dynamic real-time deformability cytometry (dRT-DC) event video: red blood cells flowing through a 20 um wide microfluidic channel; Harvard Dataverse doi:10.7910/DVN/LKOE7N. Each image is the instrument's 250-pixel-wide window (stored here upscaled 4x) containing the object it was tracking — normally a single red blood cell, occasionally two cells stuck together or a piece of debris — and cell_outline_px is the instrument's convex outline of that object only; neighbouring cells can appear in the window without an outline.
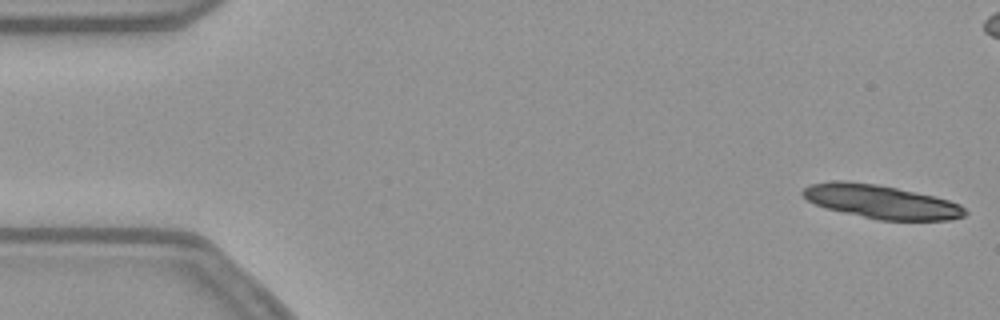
{"species": "common noctule bat (a hibernating species)", "species_latin": "Nyctalus noctula", "temperature_condition": "warm", "stored_images_in_passage": 18, "camera_frame_rate_fps": 3000, "um_per_image_px": 0.085, "animal": {"sex": "female", "body_mass_g": 21.9}, "frame": {"image": 1, "passage_image": 1, "time_ms": 0.0, "image_size_px": [1000, 320], "cell_outline_px": [[968, 212], [964, 216], [948, 220], [880, 220], [824, 208], [808, 200], [800, 192], [808, 184], [836, 180], [844, 180], [876, 184], [936, 196], [960, 204]], "centroid_in_image_um": [74.88, 17.14], "position_along_channel_um": 10.1, "area_um2": 31.73}}